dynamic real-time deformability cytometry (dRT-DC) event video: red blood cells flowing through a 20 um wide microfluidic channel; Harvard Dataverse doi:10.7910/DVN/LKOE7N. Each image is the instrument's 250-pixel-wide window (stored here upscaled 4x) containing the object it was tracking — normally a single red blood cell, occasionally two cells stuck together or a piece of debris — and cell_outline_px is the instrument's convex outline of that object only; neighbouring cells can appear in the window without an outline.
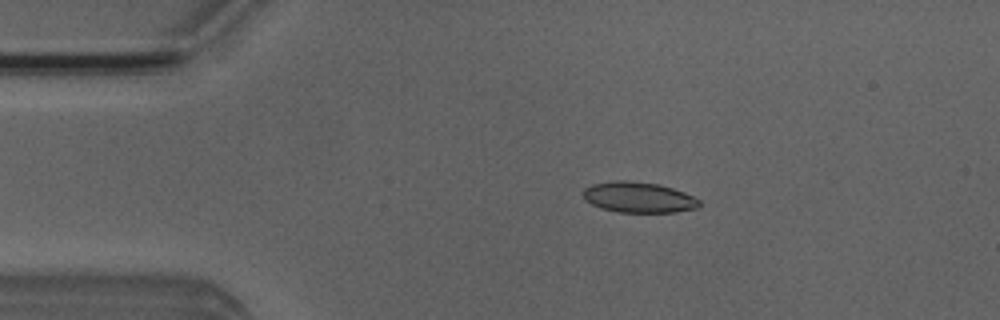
{"species": "Egyptian fruit bat (a non-hibernating species)", "species_latin": "Rousettus aegyptiacus", "temperature_condition": "room temperature", "stored_images_in_passage": 4, "camera_frame_rate_fps": 3000, "um_per_image_px": 0.085, "animal": {"sex": "male"}, "frame": {"image": 1, "passage_image": 3, "time_ms": 2.333, "image_size_px": [1000, 320], "cell_outline_px": [[700, 204], [696, 208], [676, 212], [620, 212], [600, 208], [584, 200], [584, 188], [592, 184], [616, 180], [628, 180], [660, 184], [684, 192], [700, 200]], "centroid_in_image_um": [54.27, 16.76], "position_along_channel_um": 30.7, "area_um2": 20.75}}